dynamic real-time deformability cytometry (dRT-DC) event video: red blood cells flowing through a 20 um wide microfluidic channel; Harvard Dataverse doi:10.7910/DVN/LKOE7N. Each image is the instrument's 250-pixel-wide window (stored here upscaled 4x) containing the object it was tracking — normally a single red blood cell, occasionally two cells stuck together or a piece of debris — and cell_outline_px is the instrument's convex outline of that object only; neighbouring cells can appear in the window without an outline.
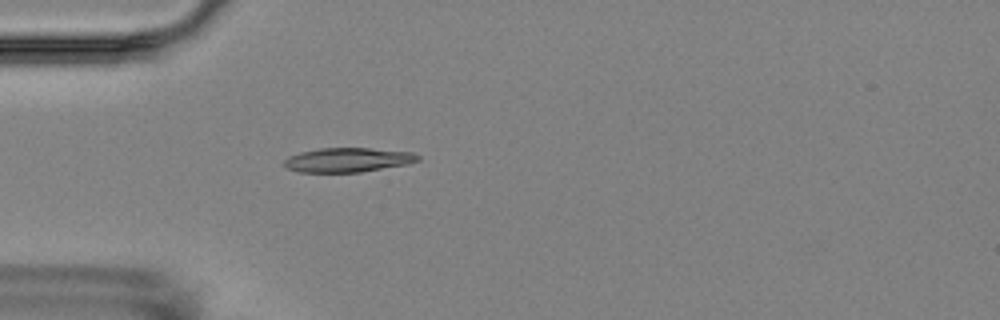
{"species": "Egyptian fruit bat (a non-hibernating species)", "species_latin": "Rousettus aegyptiacus", "temperature_condition": "room temperature", "stored_images_in_passage": 4, "camera_frame_rate_fps": 3000, "um_per_image_px": 0.085, "animal": {"sex": "female"}, "frame": {"image": 1, "passage_image": 4, "time_ms": 3.667, "image_size_px": [1000, 320], "cell_outline_px": [[420, 160], [408, 164], [360, 172], [296, 172], [288, 168], [284, 164], [284, 160], [288, 156], [300, 152], [320, 148], [368, 148], [412, 152], [420, 156]], "centroid_in_image_um": [29.56, 13.59], "position_along_channel_um": 55.4, "area_um2": 18.96}}